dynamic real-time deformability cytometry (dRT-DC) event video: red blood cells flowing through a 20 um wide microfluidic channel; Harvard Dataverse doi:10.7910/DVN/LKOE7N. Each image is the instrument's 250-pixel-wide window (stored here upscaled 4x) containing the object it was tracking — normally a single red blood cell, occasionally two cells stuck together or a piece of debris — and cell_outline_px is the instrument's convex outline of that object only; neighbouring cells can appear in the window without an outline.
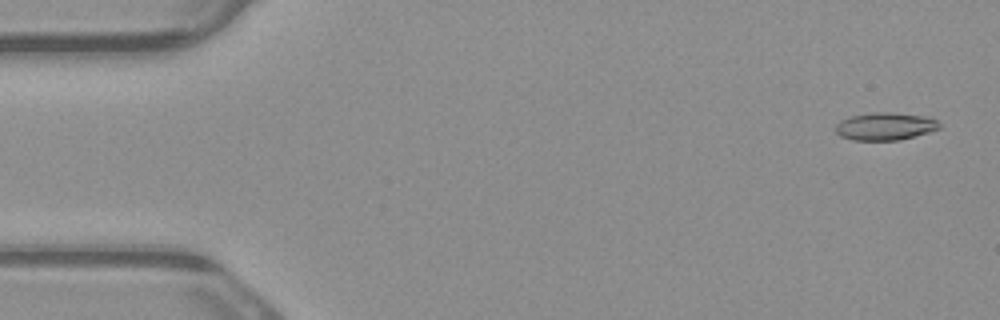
{"species": "common noctule bat (a hibernating species)", "species_latin": "Nyctalus noctula", "temperature_condition": "warm", "stored_images_in_passage": 5, "camera_frame_rate_fps": 3000, "um_per_image_px": 0.085, "animal": {"sex": "male", "body_mass_g": 23.1, "forearm_length_mm": 52.7}, "frame": {"image": 1, "passage_image": 1, "time_ms": 0.0, "image_size_px": [1000, 320], "cell_outline_px": [[940, 128], [928, 132], [900, 140], [852, 140], [840, 136], [836, 132], [836, 124], [840, 120], [848, 116], [872, 112], [892, 112], [932, 116], [940, 124]], "centroid_in_image_um": [75.24, 10.72], "position_along_channel_um": 9.8, "area_um2": 16.99}}
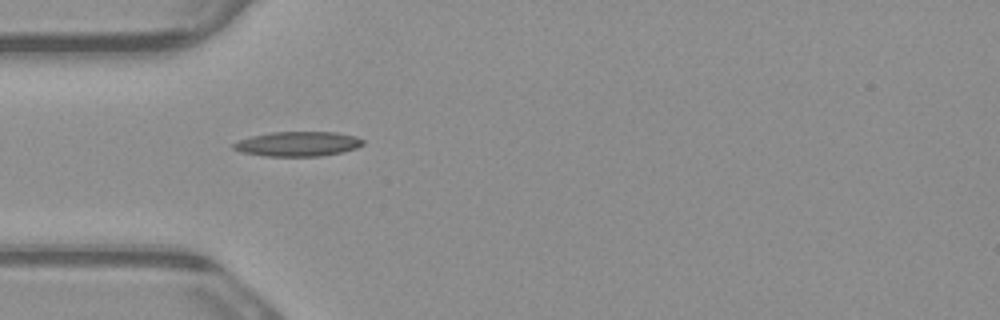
{"frame": {"image": 2, "passage_image": 4, "time_ms": 1.0, "image_size_px": [1000, 320], "cell_outline_px": [[364, 144], [356, 148], [340, 152], [320, 156], [264, 156], [240, 152], [232, 148], [232, 144], [240, 140], [252, 136], [272, 132], [336, 132], [356, 136], [364, 140]], "centroid_in_image_um": [25.31, 12.23], "position_along_channel_um": 59.7, "area_um2": 18.61}}
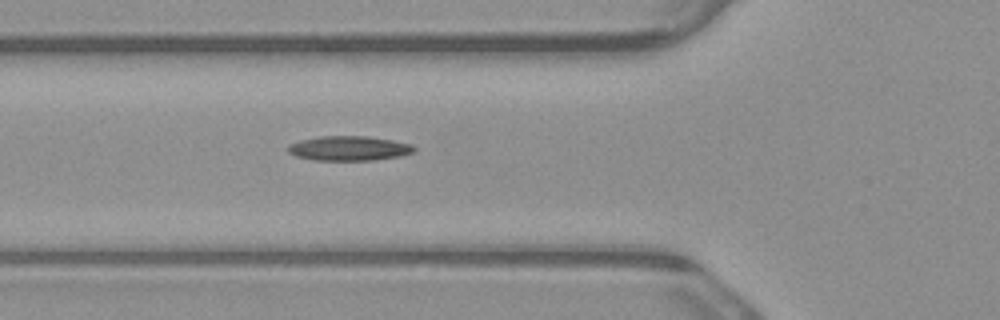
{"frame": {"image": 3, "passage_image": 5, "time_ms": 1.333, "image_size_px": [1000, 320], "cell_outline_px": [[416, 152], [400, 156], [376, 160], [312, 160], [296, 156], [288, 152], [284, 148], [288, 144], [300, 140], [320, 136], [368, 136], [392, 140], [412, 144], [416, 148]], "centroid_in_image_um": [29.65, 12.61], "position_along_channel_um": 96.1, "area_um2": 18.38}}